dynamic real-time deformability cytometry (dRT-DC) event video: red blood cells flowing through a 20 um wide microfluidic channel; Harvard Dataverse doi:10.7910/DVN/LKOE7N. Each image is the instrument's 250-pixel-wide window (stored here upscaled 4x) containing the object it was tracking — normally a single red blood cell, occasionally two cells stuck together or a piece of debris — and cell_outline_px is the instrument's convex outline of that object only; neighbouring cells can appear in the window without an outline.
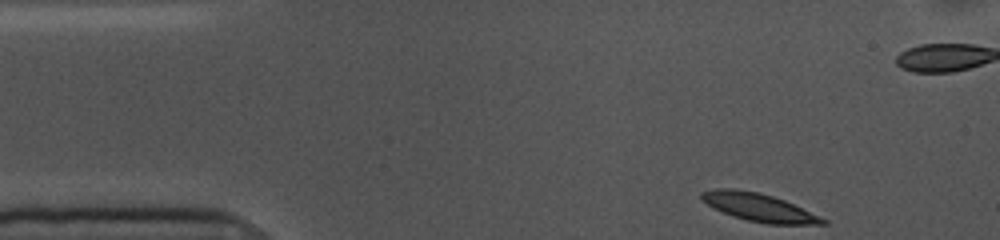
{"species": "common noctule bat (a hibernating species)", "species_latin": "Nyctalus noctula", "temperature_condition": "cold", "stored_images_in_passage": 51, "camera_frame_rate_fps": 3000, "um_per_image_px": 0.085, "animal": {"sex": "female", "body_mass_g": 10.0, "forearm_length_mm": 53.1}, "frame": {"image": 1, "passage_image": 1, "time_ms": 0.0, "image_size_px": [1000, 240], "cell_outline_px": [[828, 224], [768, 224], [748, 220], [732, 216], [708, 204], [700, 196], [700, 192], [716, 188], [736, 188], [760, 192], [784, 200], [820, 216], [828, 220]], "centroid_in_image_um": [64.52, 17.61], "position_along_channel_um": 20.5, "area_um2": 19.59}}
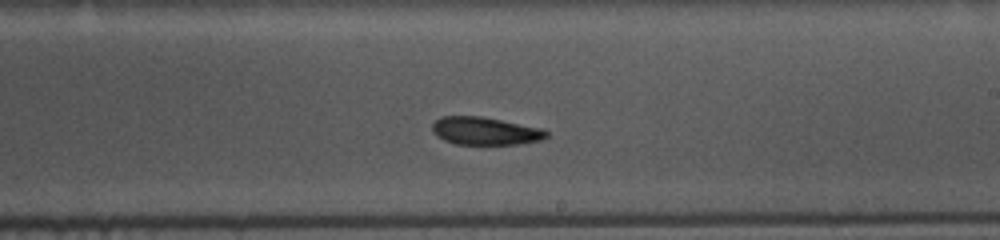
{"frame": {"image": 2, "passage_image": 26, "time_ms": 8.333, "image_size_px": [1000, 240], "cell_outline_px": [[548, 136], [544, 140], [520, 144], [456, 144], [444, 140], [436, 136], [432, 132], [432, 124], [440, 116], [480, 116], [540, 128], [548, 132]], "centroid_in_image_um": [41.22, 11.14], "position_along_channel_um": 247.8, "area_um2": 18.5}}
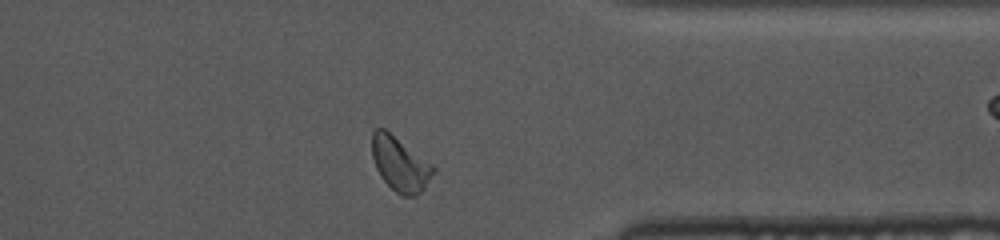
{"frame": {"image": 3, "passage_image": 38, "time_ms": 12.333, "image_size_px": [1000, 240], "cell_outline_px": [[436, 172], [424, 188], [416, 196], [400, 196], [380, 176], [376, 168], [372, 156], [372, 132], [376, 128], [384, 128], [432, 164], [436, 168]], "centroid_in_image_um": [34.01, 13.96], "position_along_channel_um": 377.4, "area_um2": 19.31}, "authors_computed_cell_mechanics": {"area_um2": 19.7098, "velocity_mm_per_s": 3.5217, "shape_relaxation_time_tau1_ms": 3.1832, "shape_relaxation_time_tau2_ms": 7.4226, "deformation_change_tau1": 0.1111, "deformation_change_tau2": 0.1366}}